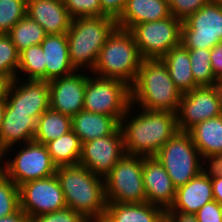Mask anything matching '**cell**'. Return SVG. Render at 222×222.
<instances>
[{
  "mask_svg": "<svg viewBox=\"0 0 222 222\" xmlns=\"http://www.w3.org/2000/svg\"><path fill=\"white\" fill-rule=\"evenodd\" d=\"M70 131H72V117L49 108L37 120L34 141L46 145Z\"/></svg>",
  "mask_w": 222,
  "mask_h": 222,
  "instance_id": "cell-27",
  "label": "cell"
},
{
  "mask_svg": "<svg viewBox=\"0 0 222 222\" xmlns=\"http://www.w3.org/2000/svg\"><path fill=\"white\" fill-rule=\"evenodd\" d=\"M20 53L8 34H0V75L10 82L16 79Z\"/></svg>",
  "mask_w": 222,
  "mask_h": 222,
  "instance_id": "cell-32",
  "label": "cell"
},
{
  "mask_svg": "<svg viewBox=\"0 0 222 222\" xmlns=\"http://www.w3.org/2000/svg\"><path fill=\"white\" fill-rule=\"evenodd\" d=\"M188 132L201 157L222 154L221 115L196 124Z\"/></svg>",
  "mask_w": 222,
  "mask_h": 222,
  "instance_id": "cell-26",
  "label": "cell"
},
{
  "mask_svg": "<svg viewBox=\"0 0 222 222\" xmlns=\"http://www.w3.org/2000/svg\"><path fill=\"white\" fill-rule=\"evenodd\" d=\"M170 16L168 0H126L116 22L117 27L130 30L139 23L158 21Z\"/></svg>",
  "mask_w": 222,
  "mask_h": 222,
  "instance_id": "cell-22",
  "label": "cell"
},
{
  "mask_svg": "<svg viewBox=\"0 0 222 222\" xmlns=\"http://www.w3.org/2000/svg\"><path fill=\"white\" fill-rule=\"evenodd\" d=\"M211 64L215 79L222 80V42L211 49Z\"/></svg>",
  "mask_w": 222,
  "mask_h": 222,
  "instance_id": "cell-41",
  "label": "cell"
},
{
  "mask_svg": "<svg viewBox=\"0 0 222 222\" xmlns=\"http://www.w3.org/2000/svg\"><path fill=\"white\" fill-rule=\"evenodd\" d=\"M213 197L222 206V176L211 179Z\"/></svg>",
  "mask_w": 222,
  "mask_h": 222,
  "instance_id": "cell-43",
  "label": "cell"
},
{
  "mask_svg": "<svg viewBox=\"0 0 222 222\" xmlns=\"http://www.w3.org/2000/svg\"><path fill=\"white\" fill-rule=\"evenodd\" d=\"M175 188L201 173L202 157L187 131L176 132L155 155Z\"/></svg>",
  "mask_w": 222,
  "mask_h": 222,
  "instance_id": "cell-7",
  "label": "cell"
},
{
  "mask_svg": "<svg viewBox=\"0 0 222 222\" xmlns=\"http://www.w3.org/2000/svg\"><path fill=\"white\" fill-rule=\"evenodd\" d=\"M130 91L131 104L150 111L177 113L182 96L161 59H143Z\"/></svg>",
  "mask_w": 222,
  "mask_h": 222,
  "instance_id": "cell-3",
  "label": "cell"
},
{
  "mask_svg": "<svg viewBox=\"0 0 222 222\" xmlns=\"http://www.w3.org/2000/svg\"><path fill=\"white\" fill-rule=\"evenodd\" d=\"M166 215L172 220V222H198L195 214L166 211Z\"/></svg>",
  "mask_w": 222,
  "mask_h": 222,
  "instance_id": "cell-42",
  "label": "cell"
},
{
  "mask_svg": "<svg viewBox=\"0 0 222 222\" xmlns=\"http://www.w3.org/2000/svg\"><path fill=\"white\" fill-rule=\"evenodd\" d=\"M222 42V5L211 0L182 23L181 44L190 49H212Z\"/></svg>",
  "mask_w": 222,
  "mask_h": 222,
  "instance_id": "cell-11",
  "label": "cell"
},
{
  "mask_svg": "<svg viewBox=\"0 0 222 222\" xmlns=\"http://www.w3.org/2000/svg\"><path fill=\"white\" fill-rule=\"evenodd\" d=\"M86 89V71L49 82V108L69 117L83 110Z\"/></svg>",
  "mask_w": 222,
  "mask_h": 222,
  "instance_id": "cell-16",
  "label": "cell"
},
{
  "mask_svg": "<svg viewBox=\"0 0 222 222\" xmlns=\"http://www.w3.org/2000/svg\"><path fill=\"white\" fill-rule=\"evenodd\" d=\"M20 209L19 187L0 170V218Z\"/></svg>",
  "mask_w": 222,
  "mask_h": 222,
  "instance_id": "cell-33",
  "label": "cell"
},
{
  "mask_svg": "<svg viewBox=\"0 0 222 222\" xmlns=\"http://www.w3.org/2000/svg\"><path fill=\"white\" fill-rule=\"evenodd\" d=\"M102 11L109 17L117 19L123 11L126 0H99Z\"/></svg>",
  "mask_w": 222,
  "mask_h": 222,
  "instance_id": "cell-40",
  "label": "cell"
},
{
  "mask_svg": "<svg viewBox=\"0 0 222 222\" xmlns=\"http://www.w3.org/2000/svg\"><path fill=\"white\" fill-rule=\"evenodd\" d=\"M37 120L29 112L5 110L0 131V156L8 148L34 140Z\"/></svg>",
  "mask_w": 222,
  "mask_h": 222,
  "instance_id": "cell-21",
  "label": "cell"
},
{
  "mask_svg": "<svg viewBox=\"0 0 222 222\" xmlns=\"http://www.w3.org/2000/svg\"><path fill=\"white\" fill-rule=\"evenodd\" d=\"M20 209L29 219L67 207L56 175L28 181L19 186Z\"/></svg>",
  "mask_w": 222,
  "mask_h": 222,
  "instance_id": "cell-13",
  "label": "cell"
},
{
  "mask_svg": "<svg viewBox=\"0 0 222 222\" xmlns=\"http://www.w3.org/2000/svg\"><path fill=\"white\" fill-rule=\"evenodd\" d=\"M16 78L44 80V52L41 45L30 46L20 52Z\"/></svg>",
  "mask_w": 222,
  "mask_h": 222,
  "instance_id": "cell-30",
  "label": "cell"
},
{
  "mask_svg": "<svg viewBox=\"0 0 222 222\" xmlns=\"http://www.w3.org/2000/svg\"><path fill=\"white\" fill-rule=\"evenodd\" d=\"M130 104V86L125 82L98 77L86 71L83 110L109 115L120 121Z\"/></svg>",
  "mask_w": 222,
  "mask_h": 222,
  "instance_id": "cell-8",
  "label": "cell"
},
{
  "mask_svg": "<svg viewBox=\"0 0 222 222\" xmlns=\"http://www.w3.org/2000/svg\"><path fill=\"white\" fill-rule=\"evenodd\" d=\"M201 172L210 179L222 176V154L203 156Z\"/></svg>",
  "mask_w": 222,
  "mask_h": 222,
  "instance_id": "cell-39",
  "label": "cell"
},
{
  "mask_svg": "<svg viewBox=\"0 0 222 222\" xmlns=\"http://www.w3.org/2000/svg\"><path fill=\"white\" fill-rule=\"evenodd\" d=\"M120 129L125 153L143 157L155 156L179 131L176 113L139 109L132 104L120 120Z\"/></svg>",
  "mask_w": 222,
  "mask_h": 222,
  "instance_id": "cell-1",
  "label": "cell"
},
{
  "mask_svg": "<svg viewBox=\"0 0 222 222\" xmlns=\"http://www.w3.org/2000/svg\"><path fill=\"white\" fill-rule=\"evenodd\" d=\"M211 0H168L170 13L173 17L184 21Z\"/></svg>",
  "mask_w": 222,
  "mask_h": 222,
  "instance_id": "cell-37",
  "label": "cell"
},
{
  "mask_svg": "<svg viewBox=\"0 0 222 222\" xmlns=\"http://www.w3.org/2000/svg\"><path fill=\"white\" fill-rule=\"evenodd\" d=\"M161 60L166 64L170 78L182 94L199 87L191 71L189 51L182 44L173 47Z\"/></svg>",
  "mask_w": 222,
  "mask_h": 222,
  "instance_id": "cell-25",
  "label": "cell"
},
{
  "mask_svg": "<svg viewBox=\"0 0 222 222\" xmlns=\"http://www.w3.org/2000/svg\"><path fill=\"white\" fill-rule=\"evenodd\" d=\"M158 222H172V220L165 214Z\"/></svg>",
  "mask_w": 222,
  "mask_h": 222,
  "instance_id": "cell-47",
  "label": "cell"
},
{
  "mask_svg": "<svg viewBox=\"0 0 222 222\" xmlns=\"http://www.w3.org/2000/svg\"><path fill=\"white\" fill-rule=\"evenodd\" d=\"M5 109H6V100L5 99L0 100V131L2 128V122L4 118Z\"/></svg>",
  "mask_w": 222,
  "mask_h": 222,
  "instance_id": "cell-46",
  "label": "cell"
},
{
  "mask_svg": "<svg viewBox=\"0 0 222 222\" xmlns=\"http://www.w3.org/2000/svg\"><path fill=\"white\" fill-rule=\"evenodd\" d=\"M142 169L146 201L169 209L174 202L176 188L162 164L155 156H142Z\"/></svg>",
  "mask_w": 222,
  "mask_h": 222,
  "instance_id": "cell-17",
  "label": "cell"
},
{
  "mask_svg": "<svg viewBox=\"0 0 222 222\" xmlns=\"http://www.w3.org/2000/svg\"><path fill=\"white\" fill-rule=\"evenodd\" d=\"M143 57L129 30L116 27L100 50L92 74L118 79L132 86L137 78Z\"/></svg>",
  "mask_w": 222,
  "mask_h": 222,
  "instance_id": "cell-5",
  "label": "cell"
},
{
  "mask_svg": "<svg viewBox=\"0 0 222 222\" xmlns=\"http://www.w3.org/2000/svg\"><path fill=\"white\" fill-rule=\"evenodd\" d=\"M219 4L222 5V0H216Z\"/></svg>",
  "mask_w": 222,
  "mask_h": 222,
  "instance_id": "cell-49",
  "label": "cell"
},
{
  "mask_svg": "<svg viewBox=\"0 0 222 222\" xmlns=\"http://www.w3.org/2000/svg\"><path fill=\"white\" fill-rule=\"evenodd\" d=\"M116 27V19L109 16L72 18L66 37L69 58L77 71L92 72L101 48Z\"/></svg>",
  "mask_w": 222,
  "mask_h": 222,
  "instance_id": "cell-4",
  "label": "cell"
},
{
  "mask_svg": "<svg viewBox=\"0 0 222 222\" xmlns=\"http://www.w3.org/2000/svg\"><path fill=\"white\" fill-rule=\"evenodd\" d=\"M0 222H29V217L23 210L19 209L10 216L0 218Z\"/></svg>",
  "mask_w": 222,
  "mask_h": 222,
  "instance_id": "cell-44",
  "label": "cell"
},
{
  "mask_svg": "<svg viewBox=\"0 0 222 222\" xmlns=\"http://www.w3.org/2000/svg\"><path fill=\"white\" fill-rule=\"evenodd\" d=\"M125 154L123 135L119 127L111 135L83 143L79 164L94 175L105 178Z\"/></svg>",
  "mask_w": 222,
  "mask_h": 222,
  "instance_id": "cell-14",
  "label": "cell"
},
{
  "mask_svg": "<svg viewBox=\"0 0 222 222\" xmlns=\"http://www.w3.org/2000/svg\"><path fill=\"white\" fill-rule=\"evenodd\" d=\"M220 85L199 86L182 94L176 113L179 131H189L196 124L221 115Z\"/></svg>",
  "mask_w": 222,
  "mask_h": 222,
  "instance_id": "cell-12",
  "label": "cell"
},
{
  "mask_svg": "<svg viewBox=\"0 0 222 222\" xmlns=\"http://www.w3.org/2000/svg\"><path fill=\"white\" fill-rule=\"evenodd\" d=\"M26 15L39 23L47 35L67 33L72 21L63 0H27Z\"/></svg>",
  "mask_w": 222,
  "mask_h": 222,
  "instance_id": "cell-18",
  "label": "cell"
},
{
  "mask_svg": "<svg viewBox=\"0 0 222 222\" xmlns=\"http://www.w3.org/2000/svg\"><path fill=\"white\" fill-rule=\"evenodd\" d=\"M72 18L107 16L101 8L99 0H63Z\"/></svg>",
  "mask_w": 222,
  "mask_h": 222,
  "instance_id": "cell-35",
  "label": "cell"
},
{
  "mask_svg": "<svg viewBox=\"0 0 222 222\" xmlns=\"http://www.w3.org/2000/svg\"><path fill=\"white\" fill-rule=\"evenodd\" d=\"M220 88L222 90V80L219 82Z\"/></svg>",
  "mask_w": 222,
  "mask_h": 222,
  "instance_id": "cell-48",
  "label": "cell"
},
{
  "mask_svg": "<svg viewBox=\"0 0 222 222\" xmlns=\"http://www.w3.org/2000/svg\"><path fill=\"white\" fill-rule=\"evenodd\" d=\"M195 215L198 222H222V206L212 200L204 204Z\"/></svg>",
  "mask_w": 222,
  "mask_h": 222,
  "instance_id": "cell-38",
  "label": "cell"
},
{
  "mask_svg": "<svg viewBox=\"0 0 222 222\" xmlns=\"http://www.w3.org/2000/svg\"><path fill=\"white\" fill-rule=\"evenodd\" d=\"M188 51L195 82L199 86L218 85L219 82L212 71L211 49H190Z\"/></svg>",
  "mask_w": 222,
  "mask_h": 222,
  "instance_id": "cell-31",
  "label": "cell"
},
{
  "mask_svg": "<svg viewBox=\"0 0 222 222\" xmlns=\"http://www.w3.org/2000/svg\"><path fill=\"white\" fill-rule=\"evenodd\" d=\"M40 45L44 52V81L50 82L77 71L69 58L66 33L46 35Z\"/></svg>",
  "mask_w": 222,
  "mask_h": 222,
  "instance_id": "cell-19",
  "label": "cell"
},
{
  "mask_svg": "<svg viewBox=\"0 0 222 222\" xmlns=\"http://www.w3.org/2000/svg\"><path fill=\"white\" fill-rule=\"evenodd\" d=\"M5 100V110L29 112L38 120L49 109V82L16 78L9 82Z\"/></svg>",
  "mask_w": 222,
  "mask_h": 222,
  "instance_id": "cell-15",
  "label": "cell"
},
{
  "mask_svg": "<svg viewBox=\"0 0 222 222\" xmlns=\"http://www.w3.org/2000/svg\"><path fill=\"white\" fill-rule=\"evenodd\" d=\"M27 0H0V34H8L26 15Z\"/></svg>",
  "mask_w": 222,
  "mask_h": 222,
  "instance_id": "cell-34",
  "label": "cell"
},
{
  "mask_svg": "<svg viewBox=\"0 0 222 222\" xmlns=\"http://www.w3.org/2000/svg\"><path fill=\"white\" fill-rule=\"evenodd\" d=\"M0 170L19 187L28 181L54 175L57 166L46 145L33 140L3 152L0 156Z\"/></svg>",
  "mask_w": 222,
  "mask_h": 222,
  "instance_id": "cell-6",
  "label": "cell"
},
{
  "mask_svg": "<svg viewBox=\"0 0 222 222\" xmlns=\"http://www.w3.org/2000/svg\"><path fill=\"white\" fill-rule=\"evenodd\" d=\"M120 121L109 115L80 111L72 117V130L81 143L113 134Z\"/></svg>",
  "mask_w": 222,
  "mask_h": 222,
  "instance_id": "cell-24",
  "label": "cell"
},
{
  "mask_svg": "<svg viewBox=\"0 0 222 222\" xmlns=\"http://www.w3.org/2000/svg\"><path fill=\"white\" fill-rule=\"evenodd\" d=\"M29 222H90L82 214L65 207L51 213L31 217Z\"/></svg>",
  "mask_w": 222,
  "mask_h": 222,
  "instance_id": "cell-36",
  "label": "cell"
},
{
  "mask_svg": "<svg viewBox=\"0 0 222 222\" xmlns=\"http://www.w3.org/2000/svg\"><path fill=\"white\" fill-rule=\"evenodd\" d=\"M165 214V209L148 202H107L101 222H158Z\"/></svg>",
  "mask_w": 222,
  "mask_h": 222,
  "instance_id": "cell-23",
  "label": "cell"
},
{
  "mask_svg": "<svg viewBox=\"0 0 222 222\" xmlns=\"http://www.w3.org/2000/svg\"><path fill=\"white\" fill-rule=\"evenodd\" d=\"M46 147L57 167L79 164L82 143L73 130L48 142Z\"/></svg>",
  "mask_w": 222,
  "mask_h": 222,
  "instance_id": "cell-28",
  "label": "cell"
},
{
  "mask_svg": "<svg viewBox=\"0 0 222 222\" xmlns=\"http://www.w3.org/2000/svg\"><path fill=\"white\" fill-rule=\"evenodd\" d=\"M9 80L0 75V100H4L9 85Z\"/></svg>",
  "mask_w": 222,
  "mask_h": 222,
  "instance_id": "cell-45",
  "label": "cell"
},
{
  "mask_svg": "<svg viewBox=\"0 0 222 222\" xmlns=\"http://www.w3.org/2000/svg\"><path fill=\"white\" fill-rule=\"evenodd\" d=\"M182 23V20L170 16L139 23L129 31L143 59H162L173 47L181 44Z\"/></svg>",
  "mask_w": 222,
  "mask_h": 222,
  "instance_id": "cell-10",
  "label": "cell"
},
{
  "mask_svg": "<svg viewBox=\"0 0 222 222\" xmlns=\"http://www.w3.org/2000/svg\"><path fill=\"white\" fill-rule=\"evenodd\" d=\"M214 200L211 179L202 172L176 189L173 204L166 211L195 214L204 204Z\"/></svg>",
  "mask_w": 222,
  "mask_h": 222,
  "instance_id": "cell-20",
  "label": "cell"
},
{
  "mask_svg": "<svg viewBox=\"0 0 222 222\" xmlns=\"http://www.w3.org/2000/svg\"><path fill=\"white\" fill-rule=\"evenodd\" d=\"M8 35L20 53L25 48L40 45L47 34L39 23L25 15L12 27Z\"/></svg>",
  "mask_w": 222,
  "mask_h": 222,
  "instance_id": "cell-29",
  "label": "cell"
},
{
  "mask_svg": "<svg viewBox=\"0 0 222 222\" xmlns=\"http://www.w3.org/2000/svg\"><path fill=\"white\" fill-rule=\"evenodd\" d=\"M142 156L125 154L104 178L107 202L145 203Z\"/></svg>",
  "mask_w": 222,
  "mask_h": 222,
  "instance_id": "cell-9",
  "label": "cell"
},
{
  "mask_svg": "<svg viewBox=\"0 0 222 222\" xmlns=\"http://www.w3.org/2000/svg\"><path fill=\"white\" fill-rule=\"evenodd\" d=\"M62 188L67 207L82 214L90 222H101L106 210L104 178L86 167L67 165L55 173Z\"/></svg>",
  "mask_w": 222,
  "mask_h": 222,
  "instance_id": "cell-2",
  "label": "cell"
}]
</instances>
